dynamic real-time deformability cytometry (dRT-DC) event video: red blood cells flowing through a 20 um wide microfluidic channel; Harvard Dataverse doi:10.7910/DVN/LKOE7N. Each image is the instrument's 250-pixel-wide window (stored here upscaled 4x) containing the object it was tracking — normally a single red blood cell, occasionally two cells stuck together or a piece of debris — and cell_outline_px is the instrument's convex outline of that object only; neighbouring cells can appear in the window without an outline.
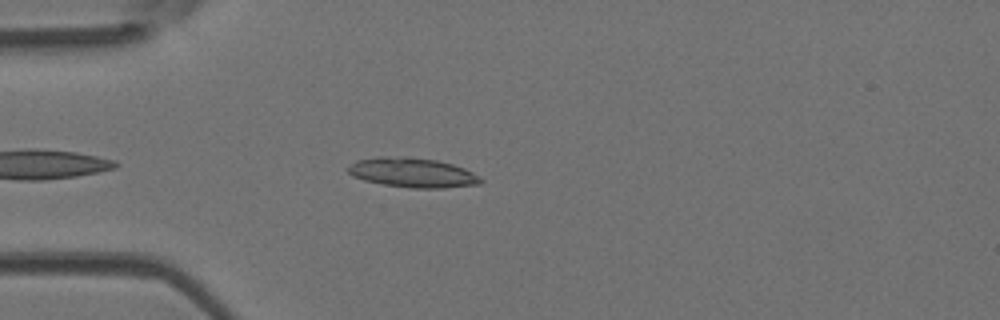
{"species": "Egyptian fruit bat (a non-hibernating species)", "species_latin": "Rousettus aegyptiacus", "temperature_condition": "room temperature", "stored_images_in_passage": 42, "camera_frame_rate_fps": 3000, "um_per_image_px": 0.085, "animal": {"sex": "female"}, "frame": {"image": 1, "passage_image": 5, "time_ms": 1.333, "image_size_px": [1000, 320], "cell_outline_px": [[484, 180], [480, 184], [444, 188], [408, 188], [384, 184], [364, 180], [352, 176], [344, 168], [356, 160], [380, 156], [408, 156], [436, 160], [452, 164], [464, 168], [480, 176]], "centroid_in_image_um": [35.04, 14.67], "position_along_channel_um": 50.0, "area_um2": 23.18}}
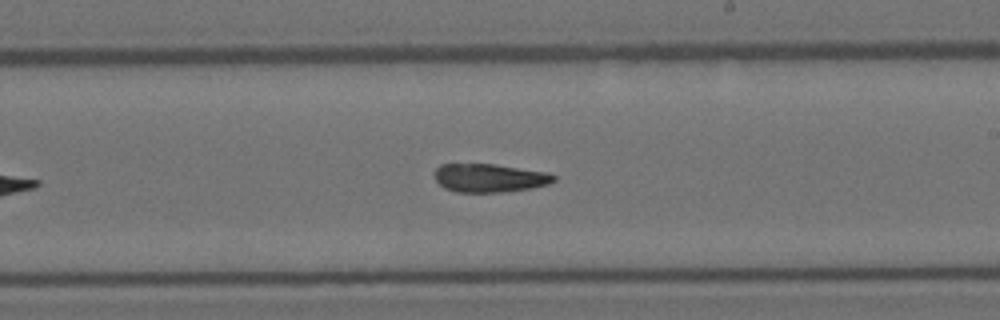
{"frame": {"image": 2, "passage_image": 21, "time_ms": 6.667, "image_size_px": [1000, 320], "cell_outline_px": [[556, 180], [548, 184], [532, 188], [504, 192], [456, 192], [444, 188], [436, 180], [432, 172], [440, 164], [496, 164], [548, 172], [556, 176]], "centroid_in_image_um": [41.6, 15.12], "position_along_channel_um": 247.4, "area_um2": 20.0}}
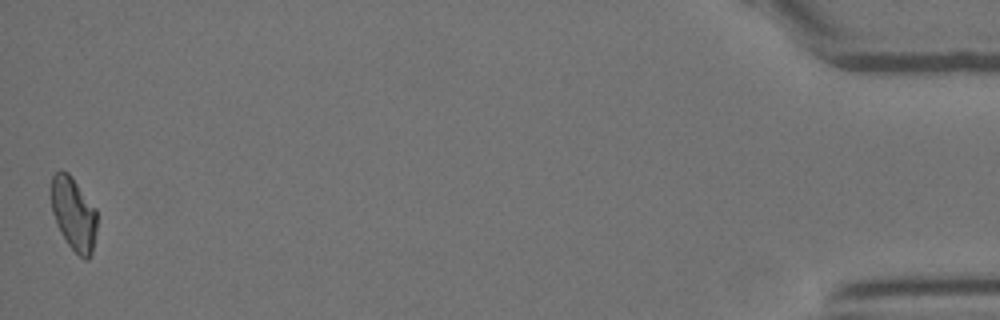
{"frame": {"image": 3, "passage_image": 42, "time_ms": 13.667, "image_size_px": [1000, 320], "cell_outline_px": [[96, 232], [92, 252], [88, 260], [84, 260], [68, 244], [60, 232], [56, 224], [52, 212], [52, 176], [56, 172], [68, 172], [72, 176], [96, 208]], "centroid_in_image_um": [6.27, 18.19], "position_along_channel_um": 428.9, "area_um2": 19.42}, "authors_computed_cell_mechanics": {"area_um2": 20.3456, "velocity_mm_per_s": 3.9187, "shape_relaxation_time_tau1_ms": null, "shape_relaxation_time_tau2_ms": 5.0303, "deformation_change_tau1": null, "deformation_change_tau2": 0.1443}}